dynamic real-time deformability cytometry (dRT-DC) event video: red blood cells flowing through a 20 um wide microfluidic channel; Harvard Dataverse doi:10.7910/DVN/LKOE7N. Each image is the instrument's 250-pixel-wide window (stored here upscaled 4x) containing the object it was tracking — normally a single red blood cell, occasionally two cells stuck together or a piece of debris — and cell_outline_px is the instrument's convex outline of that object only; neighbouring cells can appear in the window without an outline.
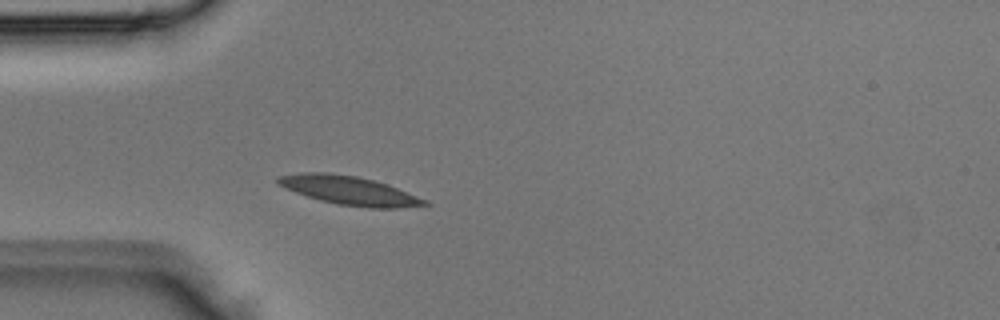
{"species": "Egyptian fruit bat (a non-hibernating species)", "species_latin": "Rousettus aegyptiacus", "temperature_condition": "room temperature", "stored_images_in_passage": 2, "camera_frame_rate_fps": 3000, "um_per_image_px": 0.085, "animal": {"sex": "male"}, "frame": {"image": 1, "passage_image": 2, "time_ms": 0.333, "image_size_px": [1000, 320], "cell_outline_px": [[432, 204], [396, 208], [368, 208], [336, 204], [320, 200], [296, 192], [276, 184], [276, 176], [304, 172], [328, 172], [356, 176], [388, 184], [428, 200]], "centroid_in_image_um": [29.69, 16.19], "position_along_channel_um": 55.3, "area_um2": 24.62}}